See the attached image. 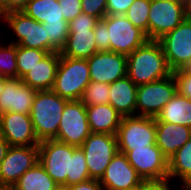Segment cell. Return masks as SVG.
<instances>
[{
	"mask_svg": "<svg viewBox=\"0 0 191 190\" xmlns=\"http://www.w3.org/2000/svg\"><path fill=\"white\" fill-rule=\"evenodd\" d=\"M0 134L9 146H39L30 115L5 112L0 115Z\"/></svg>",
	"mask_w": 191,
	"mask_h": 190,
	"instance_id": "17",
	"label": "cell"
},
{
	"mask_svg": "<svg viewBox=\"0 0 191 190\" xmlns=\"http://www.w3.org/2000/svg\"><path fill=\"white\" fill-rule=\"evenodd\" d=\"M168 177L191 188V138L168 159Z\"/></svg>",
	"mask_w": 191,
	"mask_h": 190,
	"instance_id": "25",
	"label": "cell"
},
{
	"mask_svg": "<svg viewBox=\"0 0 191 190\" xmlns=\"http://www.w3.org/2000/svg\"><path fill=\"white\" fill-rule=\"evenodd\" d=\"M189 14L188 0H151L148 39L157 41L180 25Z\"/></svg>",
	"mask_w": 191,
	"mask_h": 190,
	"instance_id": "4",
	"label": "cell"
},
{
	"mask_svg": "<svg viewBox=\"0 0 191 190\" xmlns=\"http://www.w3.org/2000/svg\"><path fill=\"white\" fill-rule=\"evenodd\" d=\"M86 114L92 133L117 134L122 117L110 104L86 107Z\"/></svg>",
	"mask_w": 191,
	"mask_h": 190,
	"instance_id": "23",
	"label": "cell"
},
{
	"mask_svg": "<svg viewBox=\"0 0 191 190\" xmlns=\"http://www.w3.org/2000/svg\"><path fill=\"white\" fill-rule=\"evenodd\" d=\"M89 179L91 178L84 152L80 147L73 146L71 177H67V186H72Z\"/></svg>",
	"mask_w": 191,
	"mask_h": 190,
	"instance_id": "32",
	"label": "cell"
},
{
	"mask_svg": "<svg viewBox=\"0 0 191 190\" xmlns=\"http://www.w3.org/2000/svg\"><path fill=\"white\" fill-rule=\"evenodd\" d=\"M68 25L69 23H43L49 37V52H61L64 48L69 34Z\"/></svg>",
	"mask_w": 191,
	"mask_h": 190,
	"instance_id": "31",
	"label": "cell"
},
{
	"mask_svg": "<svg viewBox=\"0 0 191 190\" xmlns=\"http://www.w3.org/2000/svg\"><path fill=\"white\" fill-rule=\"evenodd\" d=\"M60 57V52H49L32 70L21 78L22 82L36 90H51Z\"/></svg>",
	"mask_w": 191,
	"mask_h": 190,
	"instance_id": "20",
	"label": "cell"
},
{
	"mask_svg": "<svg viewBox=\"0 0 191 190\" xmlns=\"http://www.w3.org/2000/svg\"><path fill=\"white\" fill-rule=\"evenodd\" d=\"M8 79H9L8 77H5V76H3V75H0V95H1V93L3 92V90H4L5 83H6V81H7Z\"/></svg>",
	"mask_w": 191,
	"mask_h": 190,
	"instance_id": "43",
	"label": "cell"
},
{
	"mask_svg": "<svg viewBox=\"0 0 191 190\" xmlns=\"http://www.w3.org/2000/svg\"><path fill=\"white\" fill-rule=\"evenodd\" d=\"M90 82V70L87 59L61 55L51 90L69 101L80 100L83 91Z\"/></svg>",
	"mask_w": 191,
	"mask_h": 190,
	"instance_id": "3",
	"label": "cell"
},
{
	"mask_svg": "<svg viewBox=\"0 0 191 190\" xmlns=\"http://www.w3.org/2000/svg\"><path fill=\"white\" fill-rule=\"evenodd\" d=\"M0 75L17 78V45L0 43Z\"/></svg>",
	"mask_w": 191,
	"mask_h": 190,
	"instance_id": "33",
	"label": "cell"
},
{
	"mask_svg": "<svg viewBox=\"0 0 191 190\" xmlns=\"http://www.w3.org/2000/svg\"><path fill=\"white\" fill-rule=\"evenodd\" d=\"M0 20H1V0H0Z\"/></svg>",
	"mask_w": 191,
	"mask_h": 190,
	"instance_id": "47",
	"label": "cell"
},
{
	"mask_svg": "<svg viewBox=\"0 0 191 190\" xmlns=\"http://www.w3.org/2000/svg\"><path fill=\"white\" fill-rule=\"evenodd\" d=\"M14 185L21 190H56L59 186L39 162L27 170Z\"/></svg>",
	"mask_w": 191,
	"mask_h": 190,
	"instance_id": "27",
	"label": "cell"
},
{
	"mask_svg": "<svg viewBox=\"0 0 191 190\" xmlns=\"http://www.w3.org/2000/svg\"><path fill=\"white\" fill-rule=\"evenodd\" d=\"M56 190H70L69 186H64V185H61V186H58L56 188Z\"/></svg>",
	"mask_w": 191,
	"mask_h": 190,
	"instance_id": "45",
	"label": "cell"
},
{
	"mask_svg": "<svg viewBox=\"0 0 191 190\" xmlns=\"http://www.w3.org/2000/svg\"><path fill=\"white\" fill-rule=\"evenodd\" d=\"M36 93V89L30 88L21 79H8L0 95V115L5 112L29 115Z\"/></svg>",
	"mask_w": 191,
	"mask_h": 190,
	"instance_id": "19",
	"label": "cell"
},
{
	"mask_svg": "<svg viewBox=\"0 0 191 190\" xmlns=\"http://www.w3.org/2000/svg\"><path fill=\"white\" fill-rule=\"evenodd\" d=\"M107 0H81L82 13L103 19L107 15Z\"/></svg>",
	"mask_w": 191,
	"mask_h": 190,
	"instance_id": "34",
	"label": "cell"
},
{
	"mask_svg": "<svg viewBox=\"0 0 191 190\" xmlns=\"http://www.w3.org/2000/svg\"><path fill=\"white\" fill-rule=\"evenodd\" d=\"M95 44L97 52L110 51V40L107 35V24L103 19H99L94 28Z\"/></svg>",
	"mask_w": 191,
	"mask_h": 190,
	"instance_id": "36",
	"label": "cell"
},
{
	"mask_svg": "<svg viewBox=\"0 0 191 190\" xmlns=\"http://www.w3.org/2000/svg\"><path fill=\"white\" fill-rule=\"evenodd\" d=\"M0 21L7 22L8 28L15 33L10 43L18 46L45 50L49 53V37L43 23L34 20L23 11H13L2 16Z\"/></svg>",
	"mask_w": 191,
	"mask_h": 190,
	"instance_id": "7",
	"label": "cell"
},
{
	"mask_svg": "<svg viewBox=\"0 0 191 190\" xmlns=\"http://www.w3.org/2000/svg\"><path fill=\"white\" fill-rule=\"evenodd\" d=\"M0 190H21V189H19L15 185H5V186H1Z\"/></svg>",
	"mask_w": 191,
	"mask_h": 190,
	"instance_id": "44",
	"label": "cell"
},
{
	"mask_svg": "<svg viewBox=\"0 0 191 190\" xmlns=\"http://www.w3.org/2000/svg\"><path fill=\"white\" fill-rule=\"evenodd\" d=\"M107 35L110 40V51L130 55L149 39L146 34L135 27L125 15H106Z\"/></svg>",
	"mask_w": 191,
	"mask_h": 190,
	"instance_id": "11",
	"label": "cell"
},
{
	"mask_svg": "<svg viewBox=\"0 0 191 190\" xmlns=\"http://www.w3.org/2000/svg\"><path fill=\"white\" fill-rule=\"evenodd\" d=\"M22 11L41 23H68L64 20L58 0H29Z\"/></svg>",
	"mask_w": 191,
	"mask_h": 190,
	"instance_id": "26",
	"label": "cell"
},
{
	"mask_svg": "<svg viewBox=\"0 0 191 190\" xmlns=\"http://www.w3.org/2000/svg\"><path fill=\"white\" fill-rule=\"evenodd\" d=\"M188 3H189V11H190V14H191V0H188Z\"/></svg>",
	"mask_w": 191,
	"mask_h": 190,
	"instance_id": "46",
	"label": "cell"
},
{
	"mask_svg": "<svg viewBox=\"0 0 191 190\" xmlns=\"http://www.w3.org/2000/svg\"><path fill=\"white\" fill-rule=\"evenodd\" d=\"M80 101L86 107L110 104V84L91 81L83 91Z\"/></svg>",
	"mask_w": 191,
	"mask_h": 190,
	"instance_id": "29",
	"label": "cell"
},
{
	"mask_svg": "<svg viewBox=\"0 0 191 190\" xmlns=\"http://www.w3.org/2000/svg\"><path fill=\"white\" fill-rule=\"evenodd\" d=\"M70 190H104L99 180L89 179L84 182L69 186Z\"/></svg>",
	"mask_w": 191,
	"mask_h": 190,
	"instance_id": "41",
	"label": "cell"
},
{
	"mask_svg": "<svg viewBox=\"0 0 191 190\" xmlns=\"http://www.w3.org/2000/svg\"><path fill=\"white\" fill-rule=\"evenodd\" d=\"M116 137L118 148H145L155 145V118L139 115L122 117Z\"/></svg>",
	"mask_w": 191,
	"mask_h": 190,
	"instance_id": "12",
	"label": "cell"
},
{
	"mask_svg": "<svg viewBox=\"0 0 191 190\" xmlns=\"http://www.w3.org/2000/svg\"><path fill=\"white\" fill-rule=\"evenodd\" d=\"M190 138V127L169 122H156V145L168 159Z\"/></svg>",
	"mask_w": 191,
	"mask_h": 190,
	"instance_id": "21",
	"label": "cell"
},
{
	"mask_svg": "<svg viewBox=\"0 0 191 190\" xmlns=\"http://www.w3.org/2000/svg\"><path fill=\"white\" fill-rule=\"evenodd\" d=\"M186 69L191 70V63L189 64V66Z\"/></svg>",
	"mask_w": 191,
	"mask_h": 190,
	"instance_id": "48",
	"label": "cell"
},
{
	"mask_svg": "<svg viewBox=\"0 0 191 190\" xmlns=\"http://www.w3.org/2000/svg\"><path fill=\"white\" fill-rule=\"evenodd\" d=\"M137 86L128 76L110 84V105L121 117L136 115Z\"/></svg>",
	"mask_w": 191,
	"mask_h": 190,
	"instance_id": "22",
	"label": "cell"
},
{
	"mask_svg": "<svg viewBox=\"0 0 191 190\" xmlns=\"http://www.w3.org/2000/svg\"><path fill=\"white\" fill-rule=\"evenodd\" d=\"M157 41L172 71L187 68L191 63V14Z\"/></svg>",
	"mask_w": 191,
	"mask_h": 190,
	"instance_id": "10",
	"label": "cell"
},
{
	"mask_svg": "<svg viewBox=\"0 0 191 190\" xmlns=\"http://www.w3.org/2000/svg\"><path fill=\"white\" fill-rule=\"evenodd\" d=\"M39 162V146H10L0 164V187L14 185Z\"/></svg>",
	"mask_w": 191,
	"mask_h": 190,
	"instance_id": "15",
	"label": "cell"
},
{
	"mask_svg": "<svg viewBox=\"0 0 191 190\" xmlns=\"http://www.w3.org/2000/svg\"><path fill=\"white\" fill-rule=\"evenodd\" d=\"M151 0H135L128 8L125 16L137 28L142 30L148 38V15Z\"/></svg>",
	"mask_w": 191,
	"mask_h": 190,
	"instance_id": "30",
	"label": "cell"
},
{
	"mask_svg": "<svg viewBox=\"0 0 191 190\" xmlns=\"http://www.w3.org/2000/svg\"><path fill=\"white\" fill-rule=\"evenodd\" d=\"M177 93V83L172 75L137 86L136 115L154 117Z\"/></svg>",
	"mask_w": 191,
	"mask_h": 190,
	"instance_id": "6",
	"label": "cell"
},
{
	"mask_svg": "<svg viewBox=\"0 0 191 190\" xmlns=\"http://www.w3.org/2000/svg\"><path fill=\"white\" fill-rule=\"evenodd\" d=\"M28 1L29 0H1V18L9 12L22 11Z\"/></svg>",
	"mask_w": 191,
	"mask_h": 190,
	"instance_id": "40",
	"label": "cell"
},
{
	"mask_svg": "<svg viewBox=\"0 0 191 190\" xmlns=\"http://www.w3.org/2000/svg\"><path fill=\"white\" fill-rule=\"evenodd\" d=\"M99 19L85 13H80L69 22L67 43L61 50L65 57L88 59L97 52L94 28Z\"/></svg>",
	"mask_w": 191,
	"mask_h": 190,
	"instance_id": "5",
	"label": "cell"
},
{
	"mask_svg": "<svg viewBox=\"0 0 191 190\" xmlns=\"http://www.w3.org/2000/svg\"><path fill=\"white\" fill-rule=\"evenodd\" d=\"M73 145L48 139L39 143V163L59 185L67 186L71 177Z\"/></svg>",
	"mask_w": 191,
	"mask_h": 190,
	"instance_id": "8",
	"label": "cell"
},
{
	"mask_svg": "<svg viewBox=\"0 0 191 190\" xmlns=\"http://www.w3.org/2000/svg\"><path fill=\"white\" fill-rule=\"evenodd\" d=\"M177 83V92L191 99V70L186 68L173 71Z\"/></svg>",
	"mask_w": 191,
	"mask_h": 190,
	"instance_id": "35",
	"label": "cell"
},
{
	"mask_svg": "<svg viewBox=\"0 0 191 190\" xmlns=\"http://www.w3.org/2000/svg\"><path fill=\"white\" fill-rule=\"evenodd\" d=\"M64 20L68 23L82 13L81 0H58Z\"/></svg>",
	"mask_w": 191,
	"mask_h": 190,
	"instance_id": "37",
	"label": "cell"
},
{
	"mask_svg": "<svg viewBox=\"0 0 191 190\" xmlns=\"http://www.w3.org/2000/svg\"><path fill=\"white\" fill-rule=\"evenodd\" d=\"M155 122H169L191 128V99L177 92L162 108Z\"/></svg>",
	"mask_w": 191,
	"mask_h": 190,
	"instance_id": "24",
	"label": "cell"
},
{
	"mask_svg": "<svg viewBox=\"0 0 191 190\" xmlns=\"http://www.w3.org/2000/svg\"><path fill=\"white\" fill-rule=\"evenodd\" d=\"M90 81L105 84L127 76V56L112 51L96 52L87 59Z\"/></svg>",
	"mask_w": 191,
	"mask_h": 190,
	"instance_id": "16",
	"label": "cell"
},
{
	"mask_svg": "<svg viewBox=\"0 0 191 190\" xmlns=\"http://www.w3.org/2000/svg\"><path fill=\"white\" fill-rule=\"evenodd\" d=\"M48 54L45 50L17 45V78L21 79Z\"/></svg>",
	"mask_w": 191,
	"mask_h": 190,
	"instance_id": "28",
	"label": "cell"
},
{
	"mask_svg": "<svg viewBox=\"0 0 191 190\" xmlns=\"http://www.w3.org/2000/svg\"><path fill=\"white\" fill-rule=\"evenodd\" d=\"M171 181L172 179L169 177L158 180H143L139 190H177L175 186L173 187V185H171ZM176 187L179 190L184 189L182 186L176 185Z\"/></svg>",
	"mask_w": 191,
	"mask_h": 190,
	"instance_id": "38",
	"label": "cell"
},
{
	"mask_svg": "<svg viewBox=\"0 0 191 190\" xmlns=\"http://www.w3.org/2000/svg\"><path fill=\"white\" fill-rule=\"evenodd\" d=\"M135 0H107V15H125Z\"/></svg>",
	"mask_w": 191,
	"mask_h": 190,
	"instance_id": "39",
	"label": "cell"
},
{
	"mask_svg": "<svg viewBox=\"0 0 191 190\" xmlns=\"http://www.w3.org/2000/svg\"><path fill=\"white\" fill-rule=\"evenodd\" d=\"M118 152L127 156L128 162L143 180L168 177V158L156 144L145 148H118Z\"/></svg>",
	"mask_w": 191,
	"mask_h": 190,
	"instance_id": "13",
	"label": "cell"
},
{
	"mask_svg": "<svg viewBox=\"0 0 191 190\" xmlns=\"http://www.w3.org/2000/svg\"><path fill=\"white\" fill-rule=\"evenodd\" d=\"M173 74L163 49L156 40H148L127 56V76L136 85H144Z\"/></svg>",
	"mask_w": 191,
	"mask_h": 190,
	"instance_id": "1",
	"label": "cell"
},
{
	"mask_svg": "<svg viewBox=\"0 0 191 190\" xmlns=\"http://www.w3.org/2000/svg\"><path fill=\"white\" fill-rule=\"evenodd\" d=\"M68 101L52 90H37L29 115L40 142L57 137L62 113Z\"/></svg>",
	"mask_w": 191,
	"mask_h": 190,
	"instance_id": "2",
	"label": "cell"
},
{
	"mask_svg": "<svg viewBox=\"0 0 191 190\" xmlns=\"http://www.w3.org/2000/svg\"><path fill=\"white\" fill-rule=\"evenodd\" d=\"M83 150L91 179L100 180L118 152L116 135L91 133L80 146Z\"/></svg>",
	"mask_w": 191,
	"mask_h": 190,
	"instance_id": "9",
	"label": "cell"
},
{
	"mask_svg": "<svg viewBox=\"0 0 191 190\" xmlns=\"http://www.w3.org/2000/svg\"><path fill=\"white\" fill-rule=\"evenodd\" d=\"M99 181L104 190H133L140 187L143 179L128 162L127 156L117 152Z\"/></svg>",
	"mask_w": 191,
	"mask_h": 190,
	"instance_id": "18",
	"label": "cell"
},
{
	"mask_svg": "<svg viewBox=\"0 0 191 190\" xmlns=\"http://www.w3.org/2000/svg\"><path fill=\"white\" fill-rule=\"evenodd\" d=\"M91 133L86 106L80 100L68 101L55 140L80 147Z\"/></svg>",
	"mask_w": 191,
	"mask_h": 190,
	"instance_id": "14",
	"label": "cell"
},
{
	"mask_svg": "<svg viewBox=\"0 0 191 190\" xmlns=\"http://www.w3.org/2000/svg\"><path fill=\"white\" fill-rule=\"evenodd\" d=\"M9 147L10 146L7 140L0 134V164L2 160L4 159Z\"/></svg>",
	"mask_w": 191,
	"mask_h": 190,
	"instance_id": "42",
	"label": "cell"
}]
</instances>
